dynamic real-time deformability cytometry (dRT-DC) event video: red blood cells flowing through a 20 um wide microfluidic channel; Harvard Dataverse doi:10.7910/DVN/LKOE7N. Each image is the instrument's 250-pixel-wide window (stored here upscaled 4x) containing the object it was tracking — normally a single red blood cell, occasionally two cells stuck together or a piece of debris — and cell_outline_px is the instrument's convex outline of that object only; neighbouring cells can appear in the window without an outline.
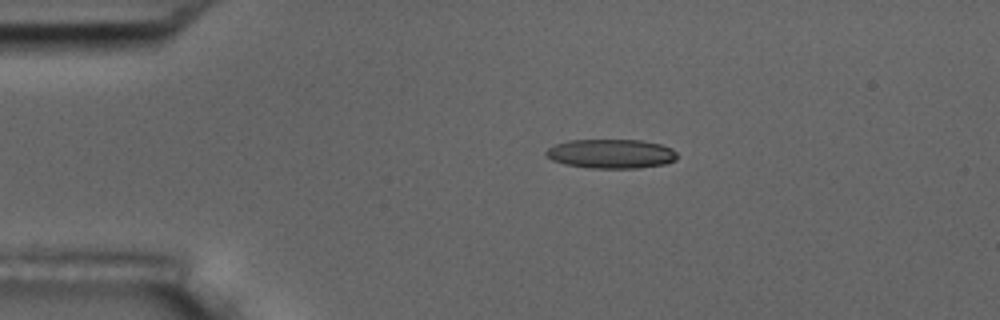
{"species": "common noctule bat (a hibernating species)", "species_latin": "Nyctalus noctula", "temperature_condition": "room temperature", "stored_images_in_passage": 8, "camera_frame_rate_fps": 3000, "um_per_image_px": 0.085, "animal": {"sex": "male", "body_mass_g": 17.5, "forearm_length_mm": 52.3}, "frame": {"image": 1, "passage_image": 3, "time_ms": 0.667, "image_size_px": [1000, 320], "cell_outline_px": [[676, 160], [664, 164], [640, 168], [588, 168], [564, 164], [552, 160], [544, 152], [548, 148], [556, 144], [568, 140], [640, 140], [660, 144], [672, 148], [676, 152]], "centroid_in_image_um": [51.94, 13.07], "position_along_channel_um": 33.1, "area_um2": 22.37}}
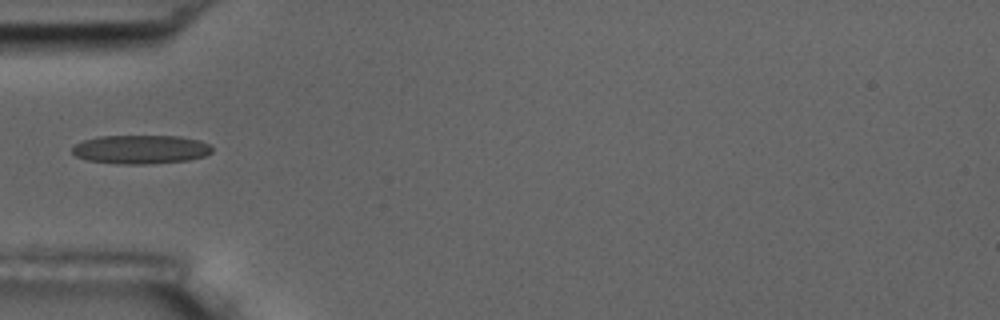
{"frame": {"image": 2, "passage_image": 5, "time_ms": 1.333, "image_size_px": [1000, 320], "cell_outline_px": [[212, 152], [204, 156], [188, 160], [148, 164], [116, 164], [88, 160], [76, 156], [72, 152], [72, 148], [76, 144], [84, 140], [96, 136], [180, 136], [200, 140], [208, 144], [212, 148]], "centroid_in_image_um": [11.96, 12.7], "position_along_channel_um": 73.0, "area_um2": 23.52}}
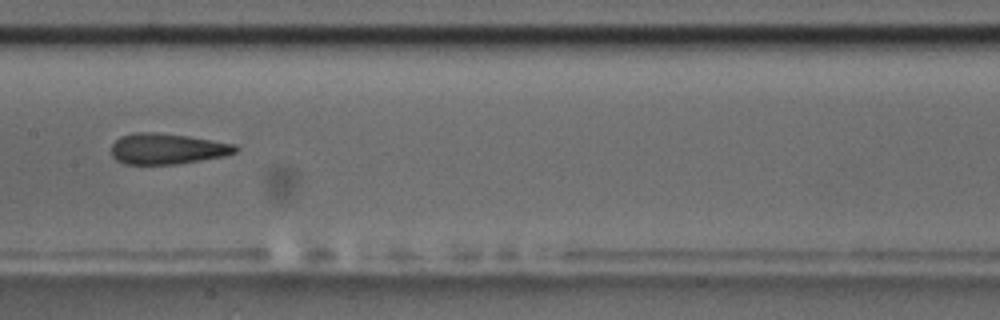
{"frame": {"image": 3, "passage_image": 8, "time_ms": 2.333, "image_size_px": [1000, 320], "cell_outline_px": [[240, 148], [236, 152], [224, 156], [176, 164], [124, 164], [116, 160], [112, 156], [112, 144], [120, 136], [132, 132], [156, 132], [188, 136], [236, 144]], "centroid_in_image_um": [14.2, 12.64], "position_along_channel_um": 193.2, "area_um2": 22.37}}